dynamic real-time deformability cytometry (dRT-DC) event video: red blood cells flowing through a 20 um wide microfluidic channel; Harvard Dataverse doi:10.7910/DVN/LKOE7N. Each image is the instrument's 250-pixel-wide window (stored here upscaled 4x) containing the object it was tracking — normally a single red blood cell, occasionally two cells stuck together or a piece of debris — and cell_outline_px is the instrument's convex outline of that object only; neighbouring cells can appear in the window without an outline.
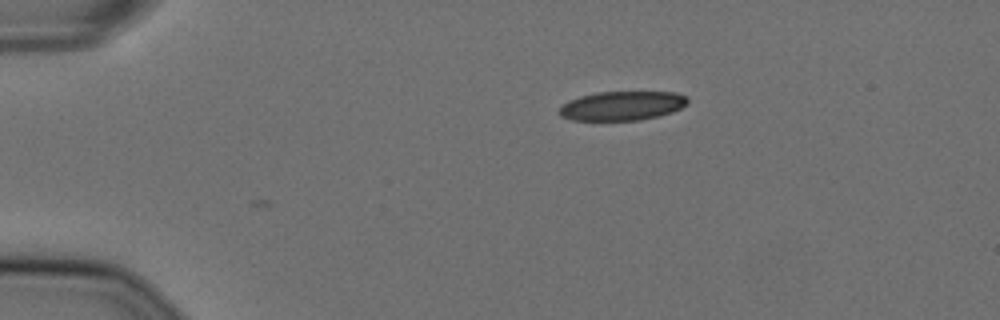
{"species": "Egyptian fruit bat (a non-hibernating species)", "species_latin": "Rousettus aegyptiacus", "temperature_condition": "cold", "stored_images_in_passage": 3, "camera_frame_rate_fps": 3000, "um_per_image_px": 0.085, "animal": {"sex": "female"}, "frame": {"image": 1, "passage_image": 3, "time_ms": 0.667, "image_size_px": [1000, 320], "cell_outline_px": [[688, 104], [672, 112], [640, 120], [572, 120], [560, 116], [560, 108], [568, 100], [580, 96], [596, 92], [676, 92], [688, 96]], "centroid_in_image_um": [52.9, 8.98], "position_along_channel_um": 32.1, "area_um2": 21.79}}